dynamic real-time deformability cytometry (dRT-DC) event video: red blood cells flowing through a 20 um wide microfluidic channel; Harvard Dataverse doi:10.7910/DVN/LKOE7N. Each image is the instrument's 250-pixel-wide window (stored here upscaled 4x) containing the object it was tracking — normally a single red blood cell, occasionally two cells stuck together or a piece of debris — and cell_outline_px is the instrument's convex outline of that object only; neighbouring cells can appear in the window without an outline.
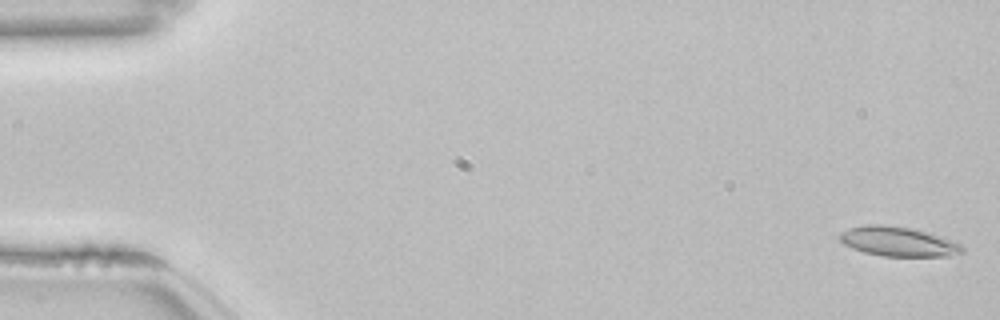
{"species": "common noctule bat (a hibernating species)", "species_latin": "Nyctalus noctula", "temperature_condition": "room temperature", "stored_images_in_passage": 54, "camera_frame_rate_fps": 3000, "um_per_image_px": 0.085, "animal": {"sex": "female", "body_mass_g": 22.7, "forearm_length_mm": 54.2}, "frame": {"image": 1, "passage_image": 2, "time_ms": 0.333, "image_size_px": [1000, 320], "cell_outline_px": [[964, 252], [952, 256], [880, 256], [864, 252], [852, 248], [844, 244], [836, 236], [840, 232], [848, 228], [868, 224], [884, 224], [912, 228], [928, 232], [940, 236], [960, 244], [964, 248]], "centroid_in_image_um": [76.31, 20.52], "position_along_channel_um": 8.7, "area_um2": 21.33}}
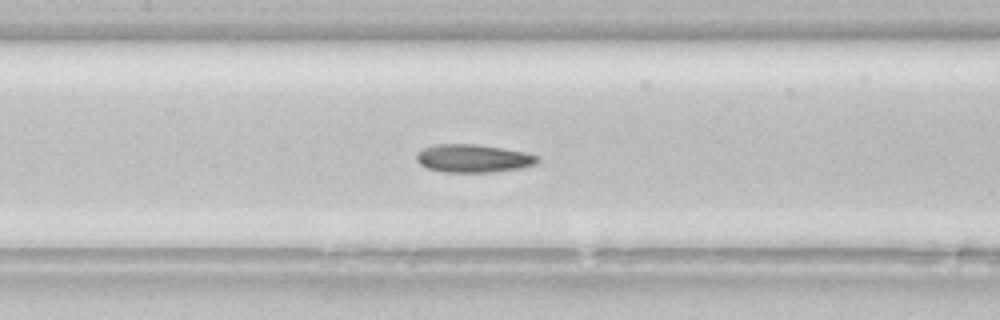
{"frame": {"image": 2, "passage_image": 26, "time_ms": 8.333, "image_size_px": [1000, 320], "cell_outline_px": [[540, 160], [536, 164], [520, 168], [492, 172], [444, 172], [428, 168], [420, 164], [416, 160], [416, 152], [424, 148], [436, 144], [476, 144], [524, 152], [540, 156]], "centroid_in_image_um": [40.22, 13.46], "position_along_channel_um": 167.2, "area_um2": 19.77}}
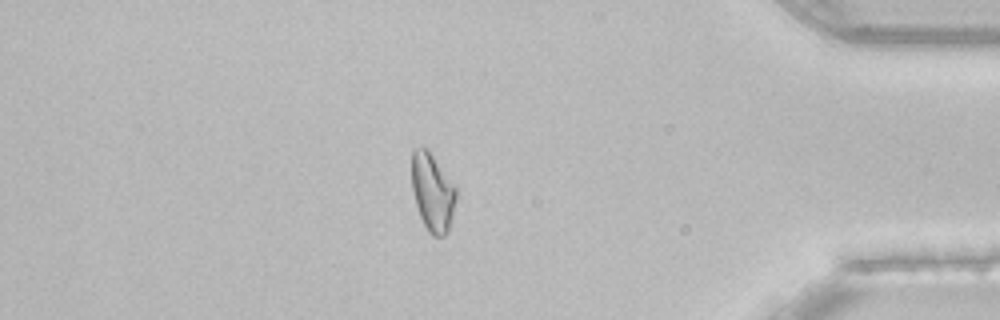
{"frame": {"image": 3, "passage_image": 47, "time_ms": 15.333, "image_size_px": [1000, 320], "cell_outline_px": [[456, 200], [448, 232], [444, 236], [432, 236], [428, 232], [420, 216], [416, 204], [412, 188], [412, 148], [428, 148], [456, 188]], "centroid_in_image_um": [36.76, 16.35], "position_along_channel_um": 398.4, "area_um2": 20.06}, "authors_computed_cell_mechanics": {"area_um2": 20.23, "velocity_mm_per_s": 3.8311, "shape_relaxation_time_tau1_ms": null, "shape_relaxation_time_tau2_ms": 5.0414, "deformation_change_tau1": null, "deformation_change_tau2": 0.12}}